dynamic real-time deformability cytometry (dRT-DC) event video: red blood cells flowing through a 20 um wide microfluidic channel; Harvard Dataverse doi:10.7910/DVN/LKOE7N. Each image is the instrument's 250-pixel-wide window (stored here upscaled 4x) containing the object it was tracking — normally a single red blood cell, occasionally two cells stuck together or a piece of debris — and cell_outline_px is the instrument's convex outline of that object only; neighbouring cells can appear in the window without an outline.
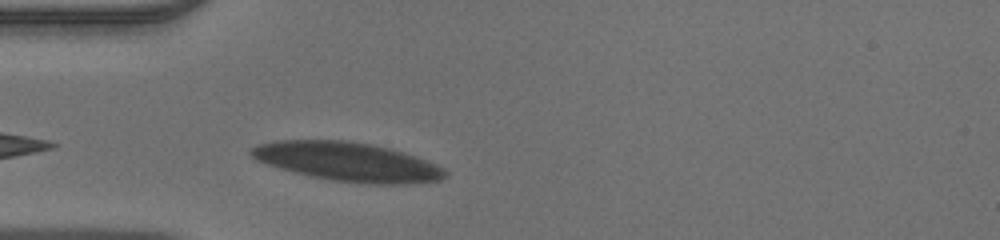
{"species": "human", "species_latin": "Homo sapiens", "temperature_condition": "warm", "stored_images_in_passage": 38, "camera_frame_rate_fps": 3000, "um_per_image_px": 0.085, "donor": {"sex": "male"}, "frame": {"image": 1, "passage_image": 2, "time_ms": 0.333, "image_size_px": [1000, 240], "cell_outline_px": [[444, 176], [440, 180], [404, 184], [368, 184], [332, 180], [312, 176], [280, 168], [256, 160], [248, 152], [248, 148], [260, 144], [276, 140], [344, 140], [372, 144], [404, 152], [436, 164], [444, 168]], "centroid_in_image_um": [29.51, 13.74], "position_along_channel_um": 55.5, "area_um2": 43.7}}
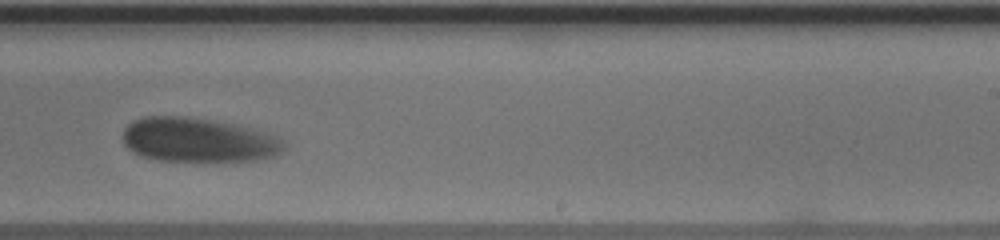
{"frame": {"image": 2, "passage_image": 19, "time_ms": 6.0, "image_size_px": [1000, 240], "cell_outline_px": [[288, 144], [280, 152], [272, 156], [252, 160], [160, 160], [144, 156], [132, 152], [124, 144], [124, 128], [132, 120], [144, 116], [184, 116], [212, 120], [236, 124], [264, 132], [276, 136], [284, 140]], "centroid_in_image_um": [16.83, 11.87], "position_along_channel_um": 272.2, "area_um2": 41.27}}
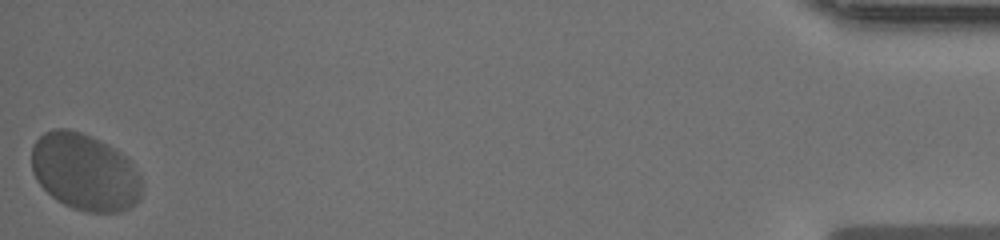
{"frame": {"image": 3, "passage_image": 38, "time_ms": 12.333, "image_size_px": [1000, 240], "cell_outline_px": [[140, 196], [128, 208], [120, 212], [84, 212], [72, 208], [56, 200], [36, 180], [32, 172], [32, 144], [44, 132], [56, 128], [68, 128], [92, 136], [108, 144], [120, 152], [132, 164], [140, 176]], "centroid_in_image_um": [7.17, 14.61], "position_along_channel_um": 428.0, "area_um2": 49.36}}